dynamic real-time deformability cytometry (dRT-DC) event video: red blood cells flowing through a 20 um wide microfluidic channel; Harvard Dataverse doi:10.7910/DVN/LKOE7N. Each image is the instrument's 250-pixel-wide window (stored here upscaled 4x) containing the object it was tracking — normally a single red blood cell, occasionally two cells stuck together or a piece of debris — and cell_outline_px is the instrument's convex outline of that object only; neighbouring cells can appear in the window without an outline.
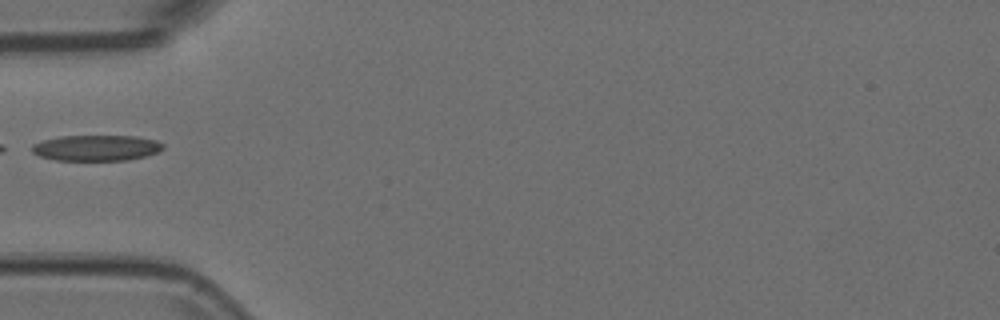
{"species": "Egyptian fruit bat (a non-hibernating species)", "species_latin": "Rousettus aegyptiacus", "temperature_condition": "room temperature", "stored_images_in_passage": 21, "camera_frame_rate_fps": 3000, "um_per_image_px": 0.085, "animal": {"sex": "female"}, "frame": {"image": 1, "passage_image": 1, "time_ms": 0.0, "image_size_px": [1000, 320], "cell_outline_px": [[164, 148], [156, 152], [144, 156], [128, 160], [56, 160], [40, 156], [32, 152], [32, 144], [44, 140], [60, 136], [136, 136], [156, 140], [164, 144]], "centroid_in_image_um": [8.19, 12.57], "position_along_channel_um": 76.8, "area_um2": 19.59}}